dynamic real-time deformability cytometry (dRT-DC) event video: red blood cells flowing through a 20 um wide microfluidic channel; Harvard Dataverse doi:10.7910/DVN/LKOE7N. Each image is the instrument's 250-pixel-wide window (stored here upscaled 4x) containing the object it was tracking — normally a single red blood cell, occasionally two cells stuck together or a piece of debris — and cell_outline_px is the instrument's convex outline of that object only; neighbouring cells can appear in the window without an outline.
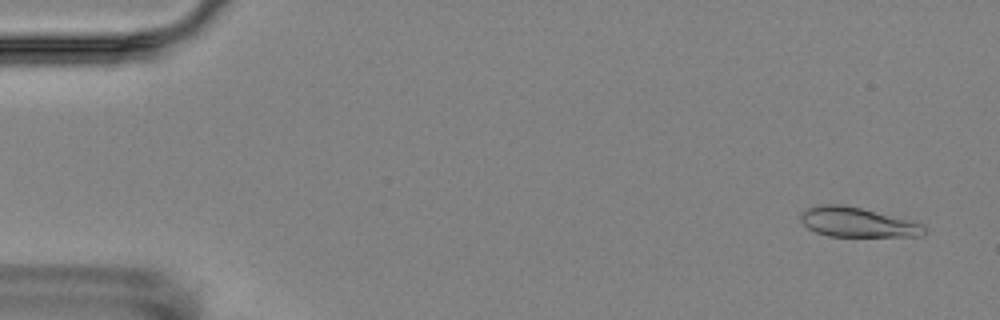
{"species": "Egyptian fruit bat (a non-hibernating species)", "species_latin": "Rousettus aegyptiacus", "temperature_condition": "room temperature", "stored_images_in_passage": 4, "camera_frame_rate_fps": 3000, "um_per_image_px": 0.085, "animal": {"sex": "female"}, "frame": {"image": 1, "passage_image": 1, "time_ms": 0.0, "image_size_px": [1000, 320], "cell_outline_px": [[924, 236], [828, 236], [816, 232], [808, 228], [800, 220], [800, 212], [808, 208], [820, 204], [844, 204], [920, 220], [924, 224]], "centroid_in_image_um": [72.96, 18.87], "position_along_channel_um": 12.0, "area_um2": 22.02}}